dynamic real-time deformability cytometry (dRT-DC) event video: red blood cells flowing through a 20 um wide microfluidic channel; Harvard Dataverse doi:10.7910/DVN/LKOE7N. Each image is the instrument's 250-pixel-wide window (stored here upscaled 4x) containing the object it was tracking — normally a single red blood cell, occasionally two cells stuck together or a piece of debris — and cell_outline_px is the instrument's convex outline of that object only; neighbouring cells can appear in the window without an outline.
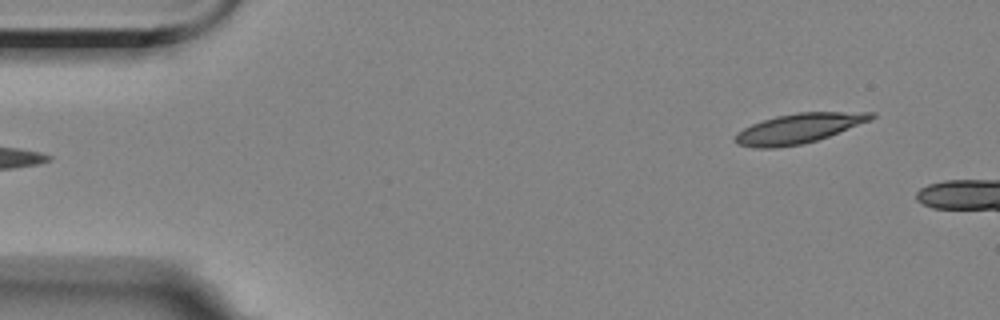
{"species": "Egyptian fruit bat (a non-hibernating species)", "species_latin": "Rousettus aegyptiacus", "temperature_condition": "room temperature", "stored_images_in_passage": 5, "segment_of_instrument_passage": [2, 2], "camera_frame_rate_fps": 3000, "um_per_image_px": 0.085, "animal": {"sex": "female"}, "frame": {"image": 1, "passage_image": 5, "time_ms": 5.667, "image_size_px": [1000, 320], "cell_outline_px": [[876, 116], [868, 120], [828, 136], [804, 144], [776, 148], [756, 148], [736, 144], [736, 132], [752, 124], [776, 116], [796, 112], [876, 112]], "centroid_in_image_um": [67.84, 10.92], "position_along_channel_um": 17.2, "area_um2": 23.29}}